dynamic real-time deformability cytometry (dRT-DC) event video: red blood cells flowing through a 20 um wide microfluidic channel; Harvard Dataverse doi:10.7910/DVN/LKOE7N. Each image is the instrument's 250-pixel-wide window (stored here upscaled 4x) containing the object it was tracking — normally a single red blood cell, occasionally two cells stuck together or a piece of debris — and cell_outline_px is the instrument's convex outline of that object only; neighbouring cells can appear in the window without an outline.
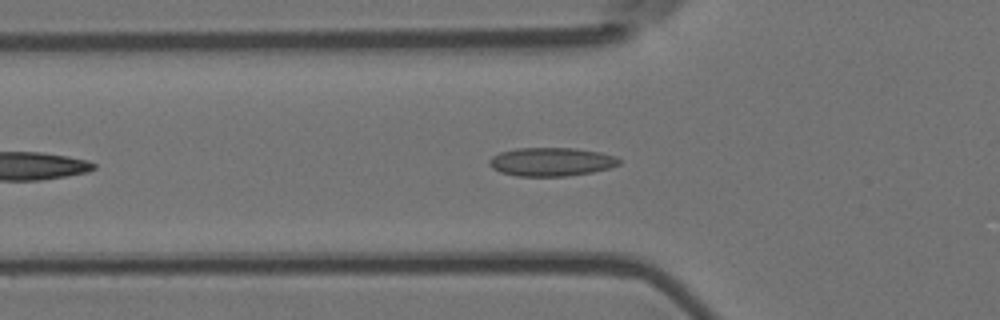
{"species": "Egyptian fruit bat (a non-hibernating species)", "species_latin": "Rousettus aegyptiacus", "temperature_condition": "room temperature", "stored_images_in_passage": 29, "camera_frame_rate_fps": 3000, "um_per_image_px": 0.085, "animal": {"sex": "female"}, "frame": {"image": 1, "passage_image": 8, "time_ms": 2.333, "image_size_px": [1000, 320], "cell_outline_px": [[620, 164], [608, 168], [592, 172], [568, 176], [516, 176], [500, 172], [492, 168], [488, 164], [488, 160], [492, 156], [500, 152], [516, 148], [576, 148], [600, 152], [616, 156], [620, 160]], "centroid_in_image_um": [46.84, 13.75], "position_along_channel_um": 79.0, "area_um2": 21.73}}
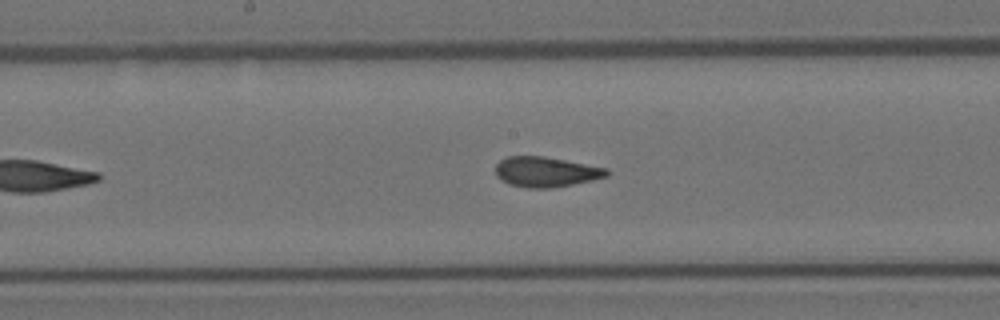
{"frame": {"image": 2, "passage_image": 18, "time_ms": 5.667, "image_size_px": [1000, 320], "cell_outline_px": [[612, 172], [608, 176], [592, 180], [552, 188], [528, 188], [508, 184], [496, 176], [496, 164], [500, 160], [508, 156], [544, 156], [608, 168]], "centroid_in_image_um": [46.42, 14.61], "position_along_channel_um": 201.8, "area_um2": 19.65}}
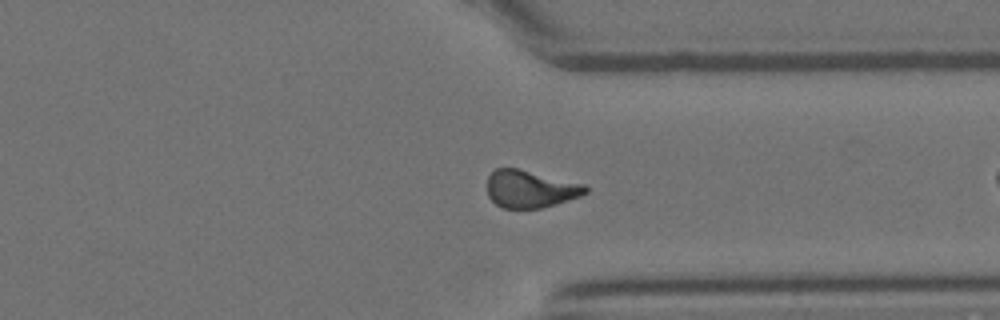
{"frame": {"image": 3, "passage_image": 28, "time_ms": 9.0, "image_size_px": [1000, 320], "cell_outline_px": [[588, 192], [580, 196], [556, 204], [540, 208], [504, 208], [496, 204], [488, 196], [488, 176], [496, 168], [516, 168], [584, 184], [588, 188]], "centroid_in_image_um": [45.07, 16.07], "position_along_channel_um": 366.3, "area_um2": 21.21}}